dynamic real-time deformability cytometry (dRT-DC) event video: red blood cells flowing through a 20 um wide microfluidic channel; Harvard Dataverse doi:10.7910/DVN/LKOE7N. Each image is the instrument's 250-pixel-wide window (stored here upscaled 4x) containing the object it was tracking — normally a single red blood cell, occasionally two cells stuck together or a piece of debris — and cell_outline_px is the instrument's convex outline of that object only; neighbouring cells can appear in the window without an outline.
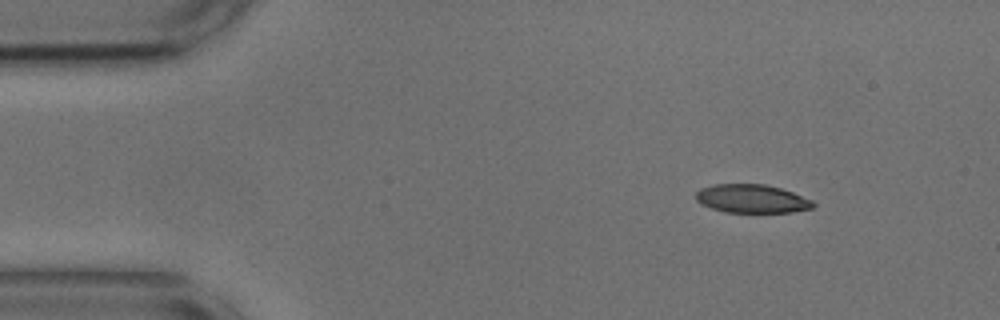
{"species": "common noctule bat (a hibernating species)", "species_latin": "Nyctalus noctula", "temperature_condition": "cold", "stored_images_in_passage": 49, "camera_frame_rate_fps": 3000, "um_per_image_px": 0.085, "animal": {"sex": "male", "body_mass_g": 17.9, "forearm_length_mm": 54.2}, "frame": {"image": 1, "passage_image": 1, "time_ms": 0.0, "image_size_px": [1000, 320], "cell_outline_px": [[816, 204], [812, 208], [792, 212], [724, 212], [700, 204], [696, 200], [696, 192], [700, 188], [716, 184], [764, 184], [780, 188], [792, 192], [812, 200]], "centroid_in_image_um": [63.89, 16.89], "position_along_channel_um": 21.1, "area_um2": 19.42}}
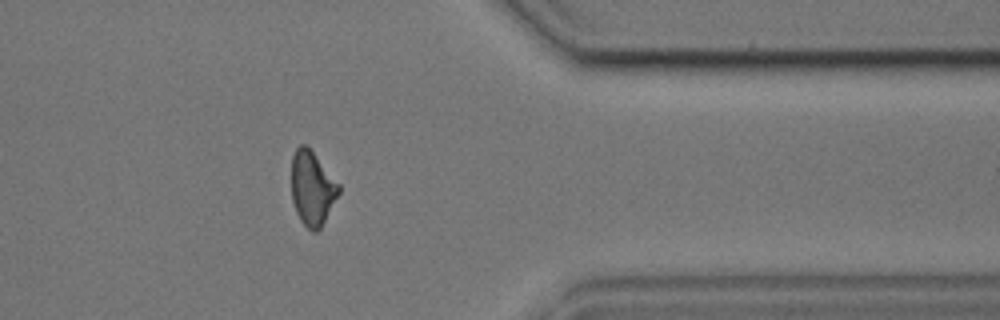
{"frame": {"image": 2, "passage_image": 38, "time_ms": 12.333, "image_size_px": [1000, 320], "cell_outline_px": [[340, 192], [320, 228], [316, 232], [312, 232], [300, 220], [296, 212], [292, 200], [292, 156], [296, 148], [300, 144], [304, 144], [312, 152], [340, 184]], "centroid_in_image_um": [26.53, 16.01], "position_along_channel_um": 384.9, "area_um2": 20.17}}
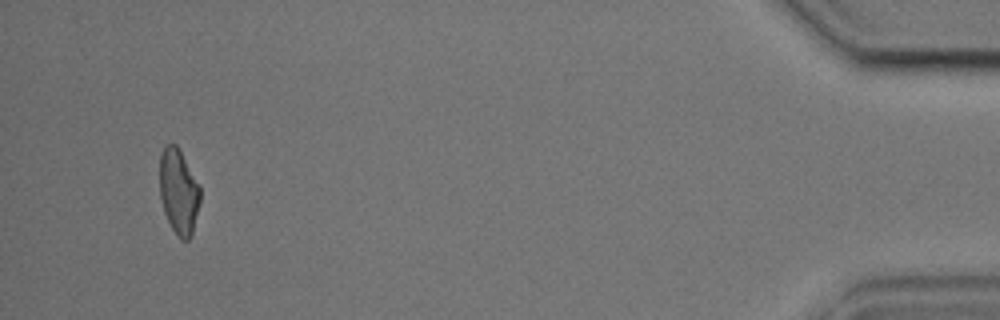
{"frame": {"image": 3, "passage_image": 46, "time_ms": 15.0, "image_size_px": [1000, 320], "cell_outline_px": [[200, 200], [192, 236], [188, 240], [180, 240], [176, 236], [164, 212], [160, 196], [160, 152], [164, 144], [176, 144], [200, 184]], "centroid_in_image_um": [15.19, 16.29], "position_along_channel_um": 420.0, "area_um2": 20.35}, "authors_computed_cell_mechanics": {"area_um2": 21.2126, "velocity_mm_per_s": 3.6655, "shape_relaxation_time_tau1_ms": 3.5121, "shape_relaxation_time_tau2_ms": 2.9096, "deformation_change_tau1": 0.1337, "deformation_change_tau2": 0.1012}}